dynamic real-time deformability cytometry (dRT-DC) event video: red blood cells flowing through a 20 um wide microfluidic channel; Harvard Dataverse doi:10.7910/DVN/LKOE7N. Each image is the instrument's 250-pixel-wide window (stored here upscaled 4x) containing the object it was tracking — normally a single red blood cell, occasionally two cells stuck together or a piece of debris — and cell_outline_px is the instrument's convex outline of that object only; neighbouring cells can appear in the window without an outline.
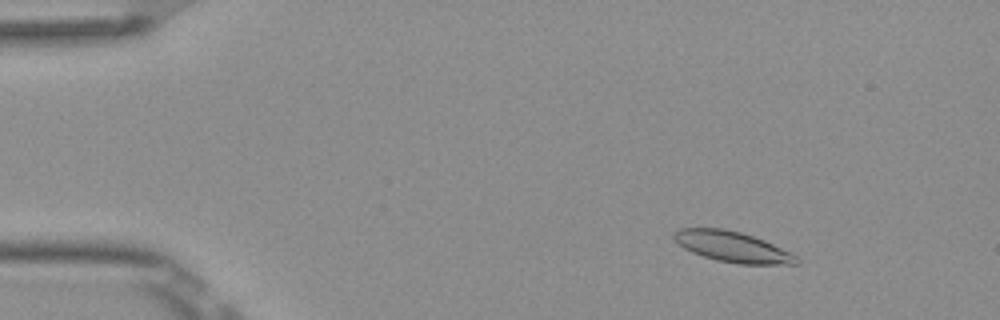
{"species": "Egyptian fruit bat (a non-hibernating species)", "species_latin": "Rousettus aegyptiacus", "temperature_condition": "room temperature", "stored_images_in_passage": 53, "camera_frame_rate_fps": 3000, "um_per_image_px": 0.085, "frame": {"image": 1, "passage_image": 7, "time_ms": 2.0, "image_size_px": [1000, 320], "cell_outline_px": [[800, 264], [740, 264], [716, 260], [692, 252], [684, 248], [672, 236], [672, 232], [680, 228], [724, 228], [740, 232], [764, 240], [796, 256], [800, 260]], "centroid_in_image_um": [62.23, 20.97], "position_along_channel_um": 22.8, "area_um2": 21.62}}
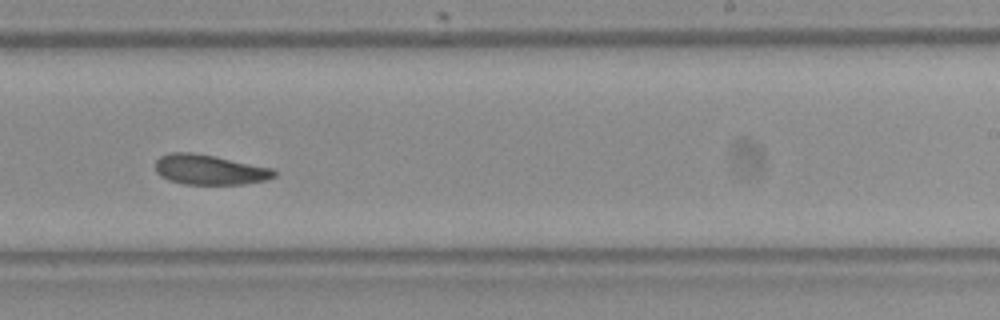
{"frame": {"image": 2, "passage_image": 33, "time_ms": 10.667, "image_size_px": [1000, 320], "cell_outline_px": [[276, 176], [268, 180], [244, 184], [184, 184], [168, 180], [160, 176], [156, 172], [156, 160], [160, 156], [168, 152], [192, 152], [216, 156], [272, 168], [276, 172]], "centroid_in_image_um": [17.8, 14.42], "position_along_channel_um": 271.2, "area_um2": 20.98}}
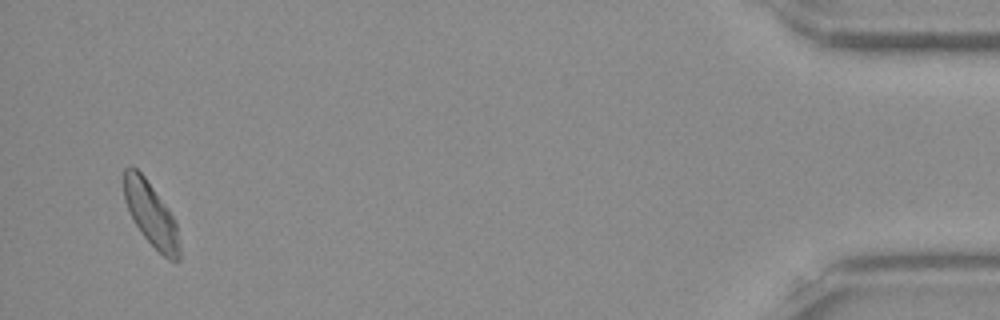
{"frame": {"image": 3, "passage_image": 51, "time_ms": 16.667, "image_size_px": [1000, 320], "cell_outline_px": [[180, 260], [176, 264], [168, 260], [140, 232], [124, 200], [124, 168], [132, 164], [144, 176], [168, 208], [176, 220], [180, 248]], "centroid_in_image_um": [12.86, 18.22], "position_along_channel_um": 422.3, "area_um2": 20.69}, "authors_computed_cell_mechanics": {"area_um2": 21.3282, "velocity_mm_per_s": 3.8446, "shape_relaxation_time_tau1_ms": 7.8305, "shape_relaxation_time_tau2_ms": 8.4124, "deformation_change_tau1": 0.1501, "deformation_change_tau2": 0.1683}}